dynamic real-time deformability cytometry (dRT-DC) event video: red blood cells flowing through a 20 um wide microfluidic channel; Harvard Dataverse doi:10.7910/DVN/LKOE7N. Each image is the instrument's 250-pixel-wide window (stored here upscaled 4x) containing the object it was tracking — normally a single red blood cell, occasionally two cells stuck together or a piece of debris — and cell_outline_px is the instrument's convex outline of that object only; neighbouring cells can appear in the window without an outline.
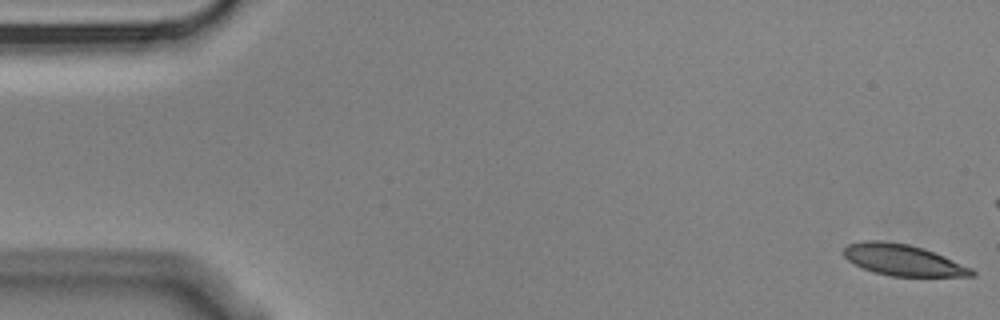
{"species": "Egyptian fruit bat (a non-hibernating species)", "species_latin": "Rousettus aegyptiacus", "temperature_condition": "cold", "stored_images_in_passage": 5, "camera_frame_rate_fps": 3000, "um_per_image_px": 0.085, "animal": {"sex": "male"}, "frame": {"image": 1, "passage_image": 1, "time_ms": 0.0, "image_size_px": [1000, 320], "cell_outline_px": [[976, 276], [892, 276], [876, 272], [864, 268], [848, 260], [844, 256], [844, 248], [848, 244], [864, 240], [880, 240], [908, 244], [924, 248], [944, 256], [972, 268], [976, 272]], "centroid_in_image_um": [76.77, 22.09], "position_along_channel_um": 8.2, "area_um2": 23.12}}